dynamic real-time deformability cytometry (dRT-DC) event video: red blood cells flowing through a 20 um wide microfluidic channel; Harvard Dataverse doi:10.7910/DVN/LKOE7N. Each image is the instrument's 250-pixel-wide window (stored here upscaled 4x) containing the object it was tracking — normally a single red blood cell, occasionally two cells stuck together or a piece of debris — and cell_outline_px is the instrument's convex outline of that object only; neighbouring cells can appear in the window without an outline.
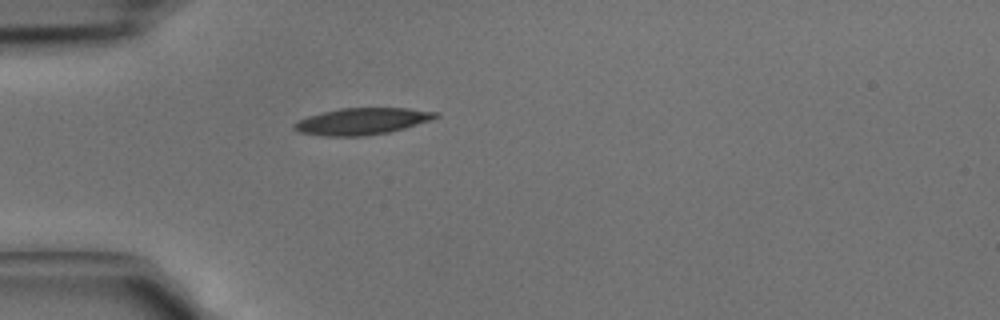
{"species": "common noctule bat (a hibernating species)", "species_latin": "Nyctalus noctula", "temperature_condition": "cold", "stored_images_in_passage": 20, "camera_frame_rate_fps": 3000, "um_per_image_px": 0.085, "animal": {"sex": "male", "body_mass_g": 15.6}, "frame": {"image": 1, "passage_image": 1, "time_ms": 0.0, "image_size_px": [1000, 320], "cell_outline_px": [[440, 116], [432, 120], [404, 128], [388, 132], [364, 136], [324, 136], [300, 132], [292, 128], [292, 124], [296, 120], [308, 116], [340, 108], [408, 108], [436, 112]], "centroid_in_image_um": [30.75, 10.31], "position_along_channel_um": 54.2, "area_um2": 21.96}}
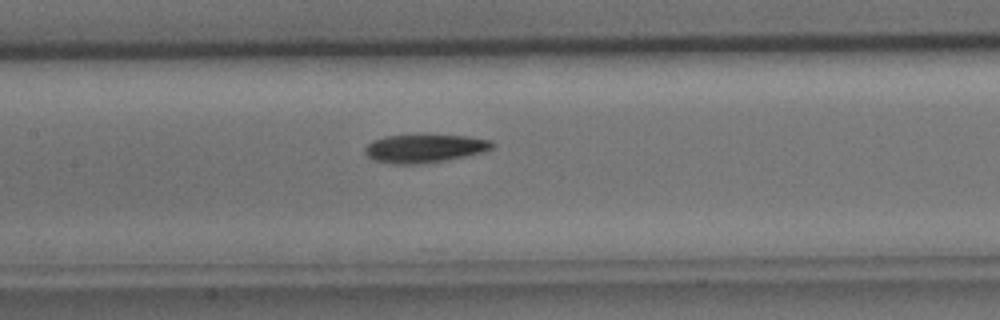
{"frame": {"image": 2, "passage_image": 9, "time_ms": 2.667, "image_size_px": [1000, 320], "cell_outline_px": [[496, 144], [492, 148], [484, 152], [448, 160], [416, 164], [392, 164], [372, 160], [364, 152], [364, 148], [372, 140], [384, 136], [416, 132], [424, 132], [468, 136], [492, 140]], "centroid_in_image_um": [36.09, 12.56], "position_along_channel_um": 171.3, "area_um2": 22.25}}
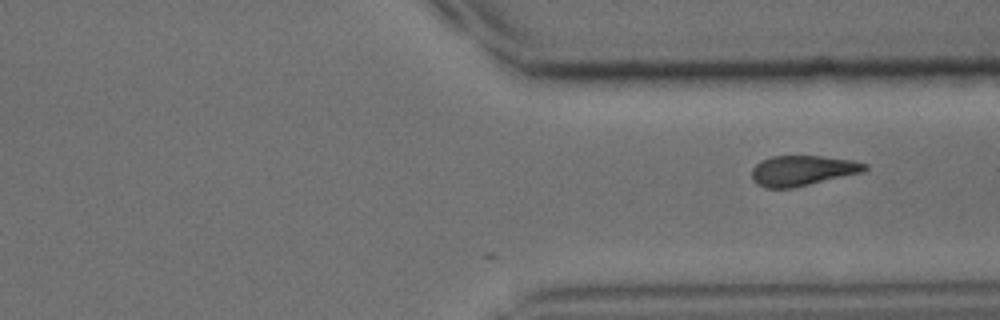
{"frame": {"image": 3, "passage_image": 20, "time_ms": 6.333, "image_size_px": [1000, 320], "cell_outline_px": [[868, 168], [864, 172], [792, 188], [764, 188], [756, 184], [752, 180], [752, 168], [760, 160], [772, 156], [820, 156], [852, 160], [868, 164]], "centroid_in_image_um": [68.19, 14.5], "position_along_channel_um": 343.2, "area_um2": 20.06}}